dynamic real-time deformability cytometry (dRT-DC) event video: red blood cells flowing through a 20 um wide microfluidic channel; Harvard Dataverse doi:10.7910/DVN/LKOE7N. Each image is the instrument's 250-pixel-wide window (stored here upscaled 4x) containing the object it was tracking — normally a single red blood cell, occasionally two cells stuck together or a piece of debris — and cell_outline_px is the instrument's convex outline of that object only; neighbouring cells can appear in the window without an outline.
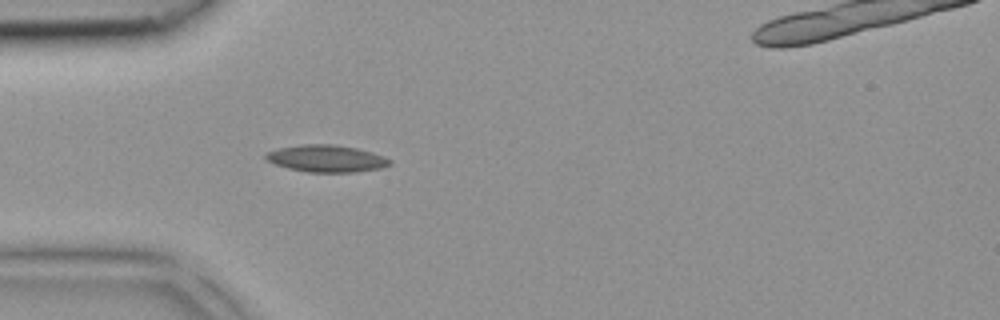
{"species": "common noctule bat (a hibernating species)", "species_latin": "Nyctalus noctula", "temperature_condition": "room temperature", "stored_images_in_passage": 36, "camera_frame_rate_fps": 3000, "um_per_image_px": 0.085, "animal": {"sex": "female", "body_mass_g": 18.4}, "frame": {"image": 1, "passage_image": 6, "time_ms": 1.667, "image_size_px": [1000, 320], "cell_outline_px": [[392, 164], [380, 168], [356, 172], [308, 172], [288, 168], [276, 164], [268, 160], [264, 156], [268, 152], [276, 148], [300, 144], [336, 144], [356, 148], [372, 152], [384, 156], [392, 160]], "centroid_in_image_um": [27.77, 13.46], "position_along_channel_um": 57.2, "area_um2": 19.59}}
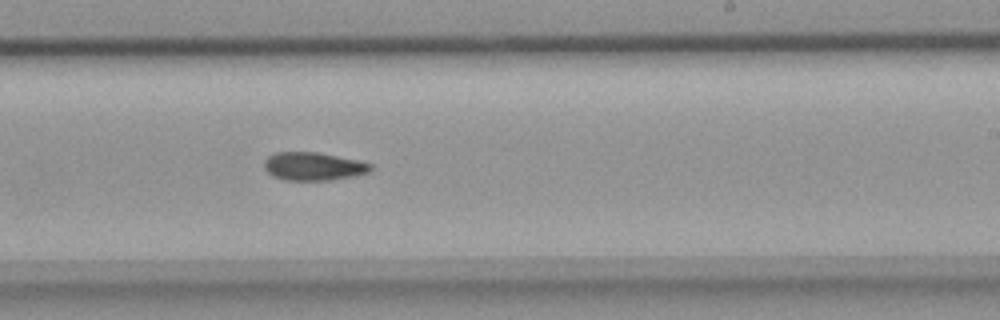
{"frame": {"image": 2, "passage_image": 19, "time_ms": 6.0, "image_size_px": [1000, 320], "cell_outline_px": [[372, 168], [368, 172], [352, 176], [328, 180], [284, 180], [272, 176], [264, 168], [264, 160], [268, 156], [276, 152], [316, 152], [356, 160], [372, 164]], "centroid_in_image_um": [26.58, 14.14], "position_along_channel_um": 262.4, "area_um2": 17.28}}
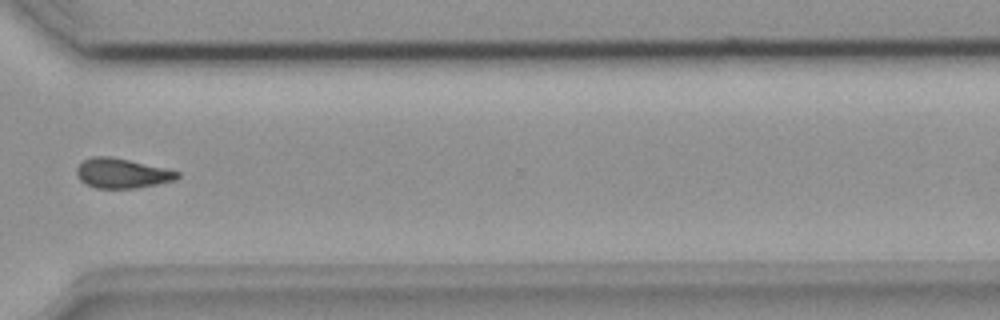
{"frame": {"image": 3, "passage_image": 25, "time_ms": 8.0, "image_size_px": [1000, 320], "cell_outline_px": [[180, 176], [176, 180], [136, 188], [96, 188], [80, 180], [76, 176], [76, 168], [84, 160], [92, 156], [112, 156], [164, 168], [180, 172]], "centroid_in_image_um": [10.36, 14.72], "position_along_channel_um": 360.2, "area_um2": 17.4}}